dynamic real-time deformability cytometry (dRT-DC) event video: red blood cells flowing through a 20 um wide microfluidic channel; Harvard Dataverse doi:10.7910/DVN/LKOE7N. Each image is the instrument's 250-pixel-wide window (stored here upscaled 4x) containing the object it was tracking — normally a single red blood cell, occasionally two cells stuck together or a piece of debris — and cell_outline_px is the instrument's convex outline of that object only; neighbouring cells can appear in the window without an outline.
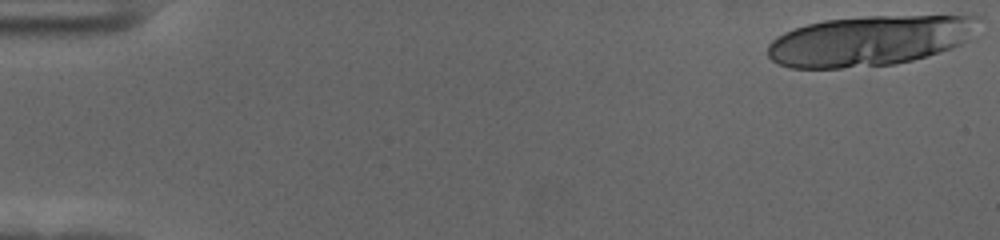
{"species": "human", "species_latin": "Homo sapiens", "temperature_condition": "cold", "stored_images_in_passage": 20, "camera_frame_rate_fps": 3000, "um_per_image_px": 0.085, "donor": {"sex": "female"}, "frame": {"image": 1, "passage_image": 1, "time_ms": 0.0, "image_size_px": [1000, 240], "cell_outline_px": [[976, 16], [960, 44], [952, 48], [940, 52], [912, 60], [896, 64], [840, 68], [792, 68], [780, 64], [772, 60], [768, 56], [768, 44], [776, 36], [784, 32], [808, 24], [824, 20], [868, 16]], "centroid_in_image_um": [73.73, 3.48], "position_along_channel_um": 11.3, "area_um2": 60.34}}